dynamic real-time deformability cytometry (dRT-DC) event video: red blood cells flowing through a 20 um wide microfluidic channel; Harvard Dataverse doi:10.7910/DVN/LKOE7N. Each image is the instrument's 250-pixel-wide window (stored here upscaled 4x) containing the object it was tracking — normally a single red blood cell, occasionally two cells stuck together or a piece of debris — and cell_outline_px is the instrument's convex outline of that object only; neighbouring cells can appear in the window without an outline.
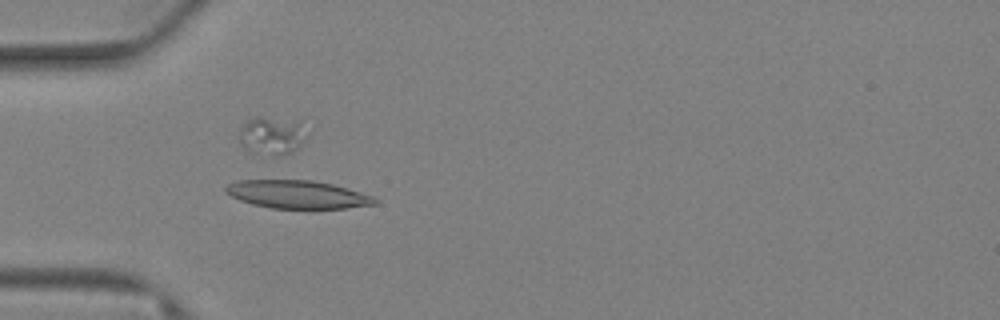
{"species": "Egyptian fruit bat (a non-hibernating species)", "species_latin": "Rousettus aegyptiacus", "temperature_condition": "warm", "stored_images_in_passage": 66, "camera_frame_rate_fps": 3000, "um_per_image_px": 0.085, "animal": {"sex": "female"}, "frame": {"image": 1, "passage_image": 11, "time_ms": 3.333, "image_size_px": [1000, 320], "cell_outline_px": [[380, 200], [376, 204], [344, 208], [272, 208], [252, 204], [240, 200], [224, 192], [224, 188], [228, 184], [240, 180], [312, 180], [332, 184], [348, 188], [372, 196]], "centroid_in_image_um": [25.28, 16.52], "position_along_channel_um": 59.7, "area_um2": 24.28}}
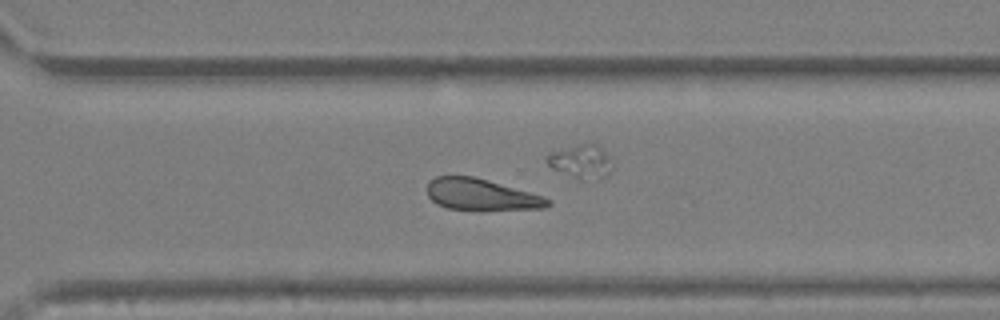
{"frame": {"image": 2, "passage_image": 43, "time_ms": 14.0, "image_size_px": [1000, 320], "cell_outline_px": [[552, 204], [544, 208], [448, 208], [436, 204], [428, 196], [428, 184], [436, 176], [472, 176], [488, 180], [544, 196], [552, 200]], "centroid_in_image_um": [40.91, 16.51], "position_along_channel_um": 329.7, "area_um2": 21.33}}
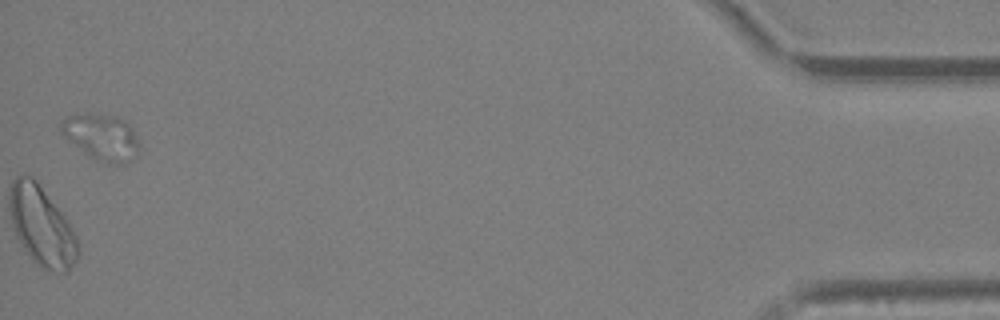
{"frame": {"image": 3, "passage_image": 66, "time_ms": 21.667, "image_size_px": [1000, 320], "cell_outline_px": [[140, 152], [132, 160], [124, 164], [108, 164], [88, 156], [60, 132], [60, 120], [76, 112], [88, 112], [116, 116], [124, 120], [132, 128], [140, 144]], "centroid_in_image_um": [8.64, 11.63], "position_along_channel_um": 426.6, "area_um2": 21.56}}